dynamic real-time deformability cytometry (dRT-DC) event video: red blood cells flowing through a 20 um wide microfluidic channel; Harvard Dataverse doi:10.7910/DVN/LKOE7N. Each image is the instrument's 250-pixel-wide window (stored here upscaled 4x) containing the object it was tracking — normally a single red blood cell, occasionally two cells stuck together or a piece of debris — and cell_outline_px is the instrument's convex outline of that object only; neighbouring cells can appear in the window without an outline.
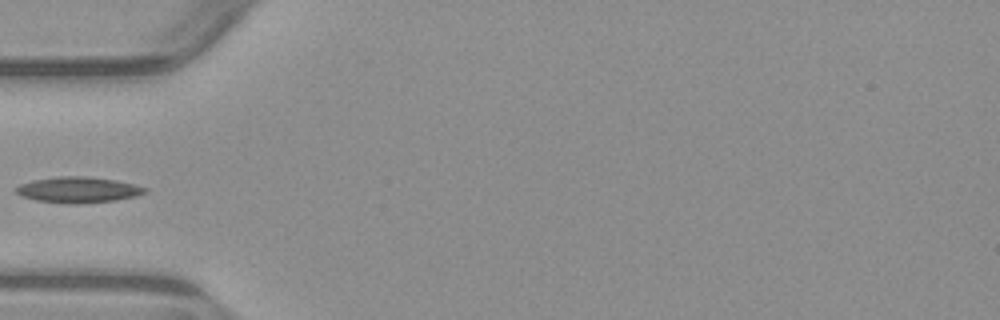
{"species": "common noctule bat (a hibernating species)", "species_latin": "Nyctalus noctula", "temperature_condition": "warm", "stored_images_in_passage": 6, "camera_frame_rate_fps": 3000, "um_per_image_px": 0.085, "animal": {"sex": "male", "body_mass_g": 23.1, "forearm_length_mm": 52.7}, "frame": {"image": 1, "passage_image": 5, "time_ms": 4.667, "image_size_px": [1000, 320], "cell_outline_px": [[148, 192], [136, 196], [116, 200], [36, 200], [20, 196], [16, 192], [16, 188], [20, 184], [32, 180], [56, 176], [84, 176], [116, 180], [136, 184], [148, 188]], "centroid_in_image_um": [6.69, 16.06], "position_along_channel_um": 78.3, "area_um2": 18.32}}
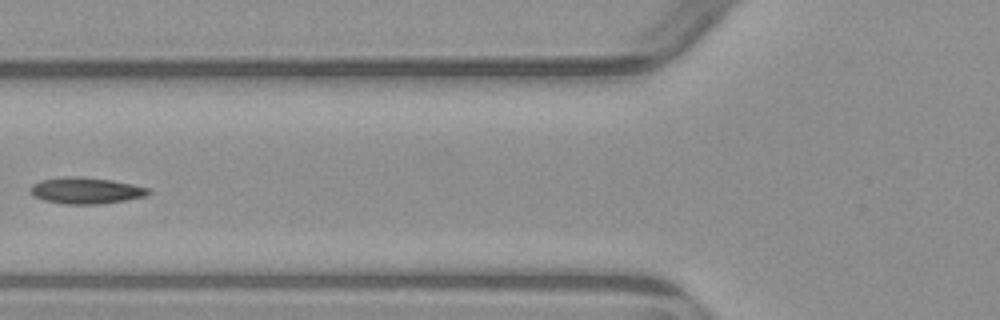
{"frame": {"image": 2, "passage_image": 6, "time_ms": 5.667, "image_size_px": [1000, 320], "cell_outline_px": [[152, 192], [148, 196], [128, 200], [100, 204], [64, 204], [44, 200], [32, 196], [28, 192], [28, 188], [32, 184], [40, 180], [64, 176], [80, 176], [112, 180], [152, 188]], "centroid_in_image_um": [7.31, 16.2], "position_along_channel_um": 118.5, "area_um2": 18.67}}